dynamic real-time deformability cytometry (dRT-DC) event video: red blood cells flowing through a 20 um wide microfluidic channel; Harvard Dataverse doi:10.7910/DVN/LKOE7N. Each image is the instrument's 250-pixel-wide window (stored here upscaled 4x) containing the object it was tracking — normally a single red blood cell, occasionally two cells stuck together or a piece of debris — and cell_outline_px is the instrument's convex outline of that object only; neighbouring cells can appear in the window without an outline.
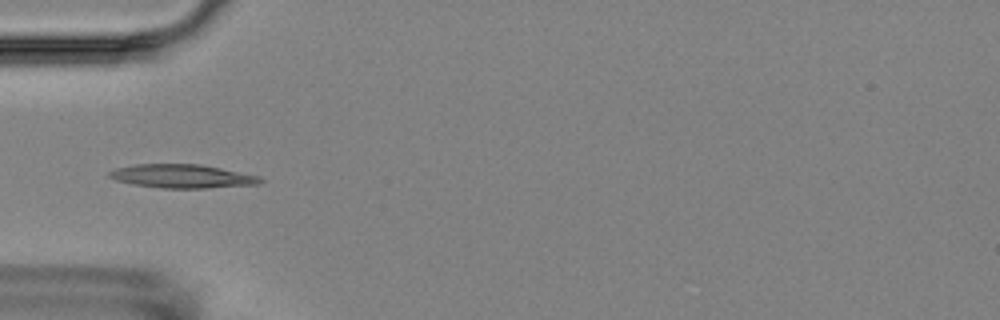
{"species": "Egyptian fruit bat (a non-hibernating species)", "species_latin": "Rousettus aegyptiacus", "temperature_condition": "room temperature", "stored_images_in_passage": 7, "camera_frame_rate_fps": 3000, "um_per_image_px": 0.085, "animal": {"sex": "female"}, "frame": {"image": 1, "passage_image": 5, "time_ms": 5.333, "image_size_px": [1000, 320], "cell_outline_px": [[264, 180], [260, 184], [208, 188], [160, 188], [132, 184], [116, 180], [108, 176], [108, 172], [116, 168], [136, 164], [200, 164], [260, 176]], "centroid_in_image_um": [15.49, 14.98], "position_along_channel_um": 69.5, "area_um2": 20.81}}
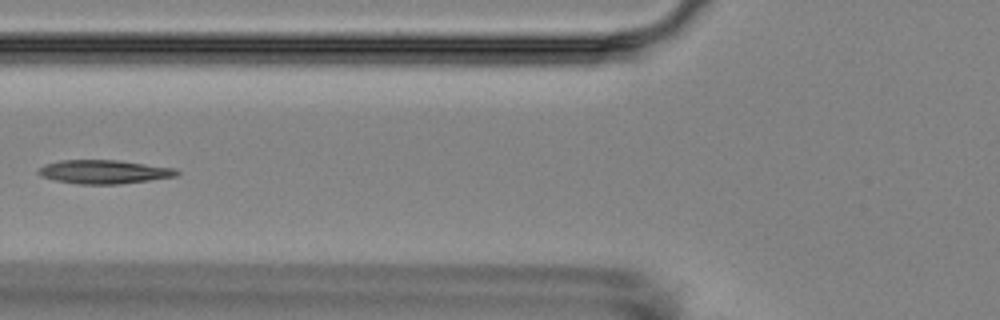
{"frame": {"image": 2, "passage_image": 6, "time_ms": 6.667, "image_size_px": [1000, 320], "cell_outline_px": [[180, 172], [176, 176], [120, 184], [76, 184], [56, 180], [40, 176], [36, 172], [44, 164], [60, 160], [116, 160], [176, 168]], "centroid_in_image_um": [8.81, 14.6], "position_along_channel_um": 117.0, "area_um2": 19.07}}